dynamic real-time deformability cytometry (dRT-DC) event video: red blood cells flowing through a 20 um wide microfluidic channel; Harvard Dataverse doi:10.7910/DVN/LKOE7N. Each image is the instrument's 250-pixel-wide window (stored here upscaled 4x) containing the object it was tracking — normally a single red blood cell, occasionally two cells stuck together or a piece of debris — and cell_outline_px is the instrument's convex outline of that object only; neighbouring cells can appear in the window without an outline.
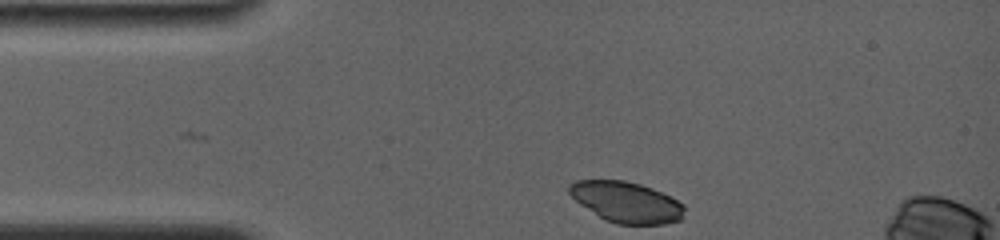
{"species": "common noctule bat (a hibernating species)", "species_latin": "Nyctalus noctula", "temperature_condition": "room temperature", "stored_images_in_passage": 2, "camera_frame_rate_fps": 4000, "um_per_image_px": 0.085, "animal": {"sex": "female", "body_mass_g": 19.0, "forearm_length_mm": 56.7}, "frame": {"image": 1, "passage_image": 2, "time_ms": 0.5, "image_size_px": [1000, 240], "cell_outline_px": [[684, 208], [680, 220], [664, 224], [616, 224], [604, 220], [580, 204], [568, 192], [568, 188], [576, 180], [624, 180], [640, 184], [652, 188], [684, 204]], "centroid_in_image_um": [53.23, 17.18], "position_along_channel_um": 31.8, "area_um2": 27.17}}